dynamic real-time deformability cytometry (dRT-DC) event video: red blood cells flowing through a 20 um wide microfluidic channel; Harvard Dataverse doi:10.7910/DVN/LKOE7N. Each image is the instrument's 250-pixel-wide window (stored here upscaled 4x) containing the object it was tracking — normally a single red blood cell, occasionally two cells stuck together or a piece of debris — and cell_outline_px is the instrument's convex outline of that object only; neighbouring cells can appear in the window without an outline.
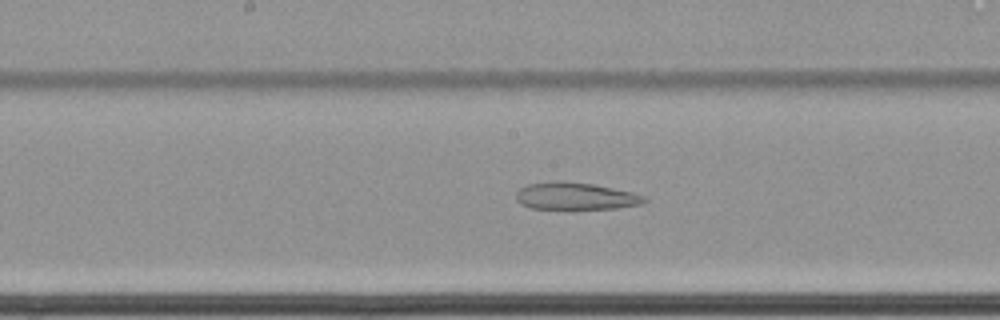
{"species": "common noctule bat (a hibernating species)", "species_latin": "Nyctalus noctula", "temperature_condition": "cold", "stored_images_in_passage": 58, "camera_frame_rate_fps": 3000, "um_per_image_px": 0.085, "animal": {"sex": "female", "body_mass_g": 22.7, "forearm_length_mm": 54.2}, "frame": {"image": 1, "passage_image": 30, "time_ms": 9.667, "image_size_px": [1000, 320], "cell_outline_px": [[648, 200], [644, 204], [616, 208], [572, 212], [528, 208], [520, 204], [516, 200], [516, 192], [520, 188], [528, 184], [556, 180], [560, 180], [592, 184], [632, 192], [648, 196]], "centroid_in_image_um": [48.91, 16.73], "position_along_channel_um": 199.3, "area_um2": 21.68}}
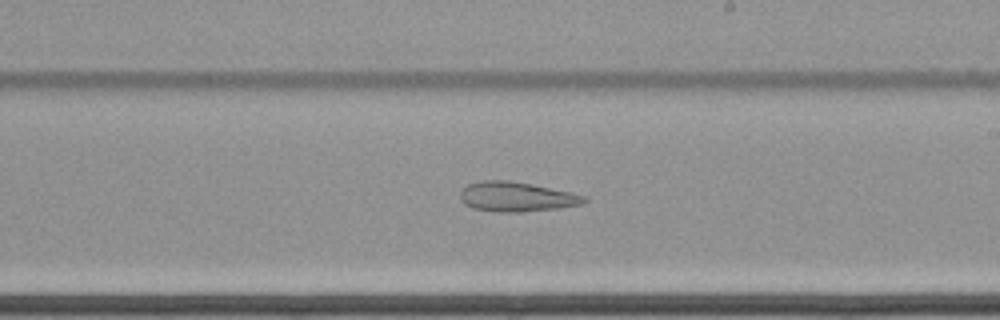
{"frame": {"image": 2, "passage_image": 34, "time_ms": 11.0, "image_size_px": [1000, 320], "cell_outline_px": [[588, 200], [580, 204], [556, 208], [520, 212], [496, 212], [472, 208], [464, 204], [460, 200], [460, 192], [468, 184], [480, 180], [508, 180], [532, 184], [572, 192], [584, 196]], "centroid_in_image_um": [43.85, 16.72], "position_along_channel_um": 245.1, "area_um2": 21.44}}
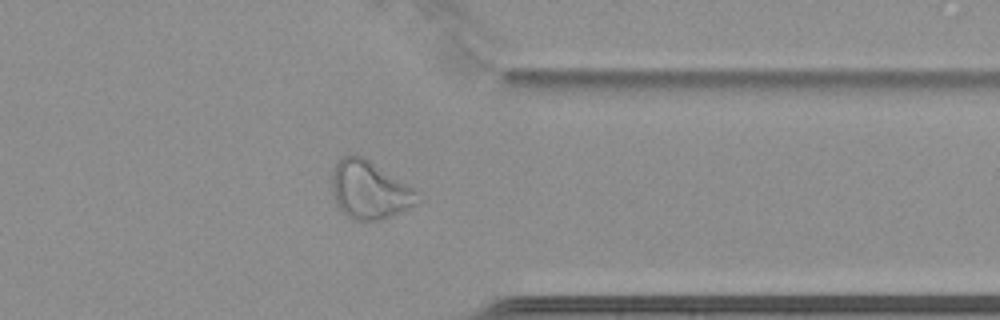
{"frame": {"image": 3, "passage_image": 46, "time_ms": 15.0, "image_size_px": [1000, 320], "cell_outline_px": [[420, 200], [416, 204], [384, 220], [360, 224], [352, 220], [336, 204], [332, 184], [332, 172], [336, 164], [344, 156], [364, 156], [412, 188], [416, 192]], "centroid_in_image_um": [31.4, 16.21], "position_along_channel_um": 380.0, "area_um2": 28.84}}